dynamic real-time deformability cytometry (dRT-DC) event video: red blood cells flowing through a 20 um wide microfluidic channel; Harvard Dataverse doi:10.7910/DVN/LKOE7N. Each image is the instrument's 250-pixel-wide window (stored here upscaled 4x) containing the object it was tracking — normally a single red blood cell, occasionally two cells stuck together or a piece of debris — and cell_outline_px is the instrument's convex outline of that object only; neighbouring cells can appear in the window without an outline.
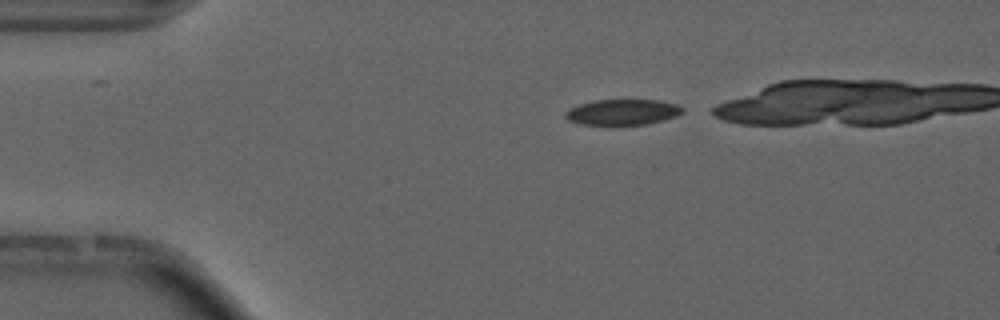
{"species": "common noctule bat (a hibernating species)", "species_latin": "Nyctalus noctula", "temperature_condition": "cold", "stored_images_in_passage": 14, "camera_frame_rate_fps": 3000, "um_per_image_px": 0.085, "animal": {"sex": "male", "forearm_length_mm": 52.5}, "frame": {"image": 1, "passage_image": 1, "time_ms": 0.0, "image_size_px": [1000, 320], "cell_outline_px": [[684, 112], [676, 116], [664, 120], [644, 124], [580, 124], [568, 120], [564, 116], [564, 112], [580, 104], [596, 100], [656, 100], [676, 104], [684, 108]], "centroid_in_image_um": [52.93, 9.52], "position_along_channel_um": 32.1, "area_um2": 17.28}}